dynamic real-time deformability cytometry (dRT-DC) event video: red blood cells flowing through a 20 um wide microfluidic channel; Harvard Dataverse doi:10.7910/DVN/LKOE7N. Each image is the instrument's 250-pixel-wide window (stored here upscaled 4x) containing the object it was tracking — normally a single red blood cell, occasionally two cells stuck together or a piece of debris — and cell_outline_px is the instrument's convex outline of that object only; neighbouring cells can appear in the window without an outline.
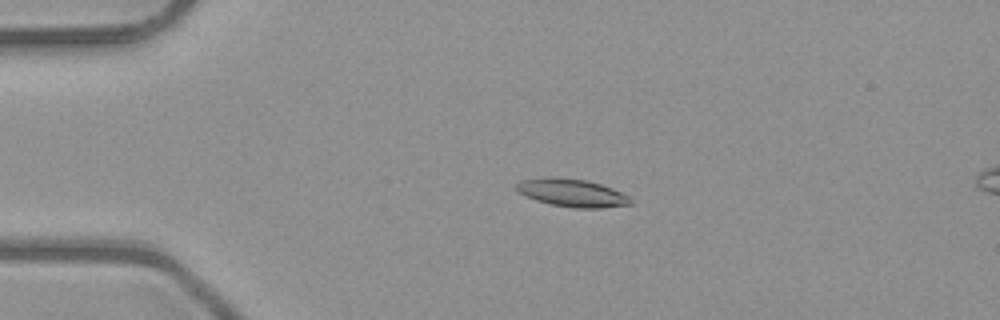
{"species": "common noctule bat (a hibernating species)", "species_latin": "Nyctalus noctula", "temperature_condition": "room temperature", "stored_images_in_passage": 10, "camera_frame_rate_fps": 3000, "um_per_image_px": 0.085, "animal": {"sex": "male", "body_mass_g": 23.1, "forearm_length_mm": 52.7}, "frame": {"image": 1, "passage_image": 5, "time_ms": 1.333, "image_size_px": [1000, 320], "cell_outline_px": [[632, 204], [600, 208], [576, 208], [552, 204], [536, 200], [524, 196], [516, 192], [516, 184], [520, 180], [548, 176], [552, 176], [584, 180], [600, 184], [612, 188], [628, 196], [632, 200]], "centroid_in_image_um": [48.57, 16.38], "position_along_channel_um": 36.4, "area_um2": 18.55}}